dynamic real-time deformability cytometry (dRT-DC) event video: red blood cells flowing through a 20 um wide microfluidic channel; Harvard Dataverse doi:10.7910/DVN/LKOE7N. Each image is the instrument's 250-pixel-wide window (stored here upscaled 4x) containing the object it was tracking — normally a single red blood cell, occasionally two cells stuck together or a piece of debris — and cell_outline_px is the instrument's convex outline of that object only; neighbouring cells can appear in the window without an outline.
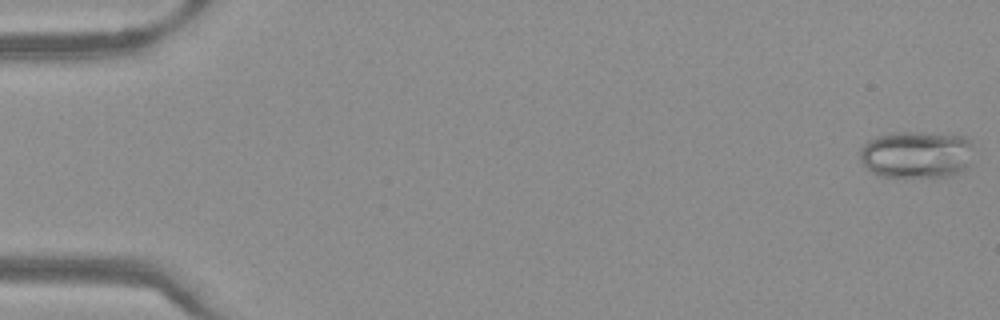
{"species": "Egyptian fruit bat (a non-hibernating species)", "species_latin": "Rousettus aegyptiacus", "temperature_condition": "warm", "stored_images_in_passage": 51, "camera_frame_rate_fps": 3000, "um_per_image_px": 0.085, "frame": {"image": 1, "passage_image": 1, "time_ms": 0.0, "image_size_px": [1000, 320], "cell_outline_px": [[972, 164], [968, 168], [952, 176], [880, 176], [872, 172], [860, 160], [860, 148], [868, 140], [876, 136], [892, 132], [920, 132], [964, 136], [972, 140]], "centroid_in_image_um": [77.95, 13.12], "position_along_channel_um": 7.1, "area_um2": 31.62}}
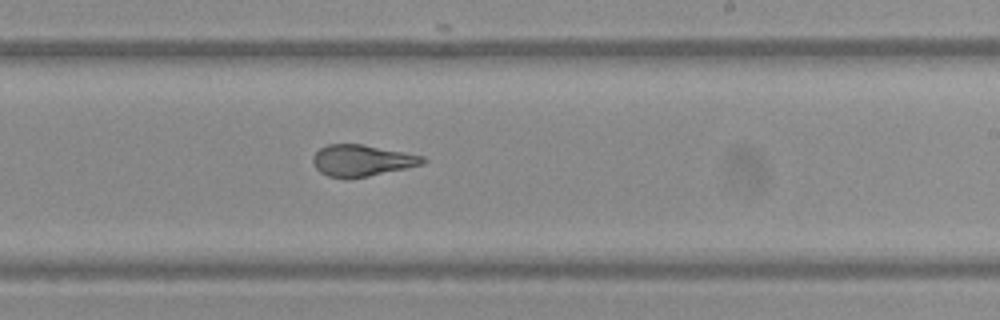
{"frame": {"image": 2, "passage_image": 31, "time_ms": 10.0, "image_size_px": [1000, 320], "cell_outline_px": [[428, 160], [424, 164], [368, 176], [344, 180], [328, 176], [320, 172], [312, 164], [312, 156], [320, 148], [328, 144], [364, 144], [424, 156]], "centroid_in_image_um": [30.74, 13.65], "position_along_channel_um": 258.3, "area_um2": 20.4}}
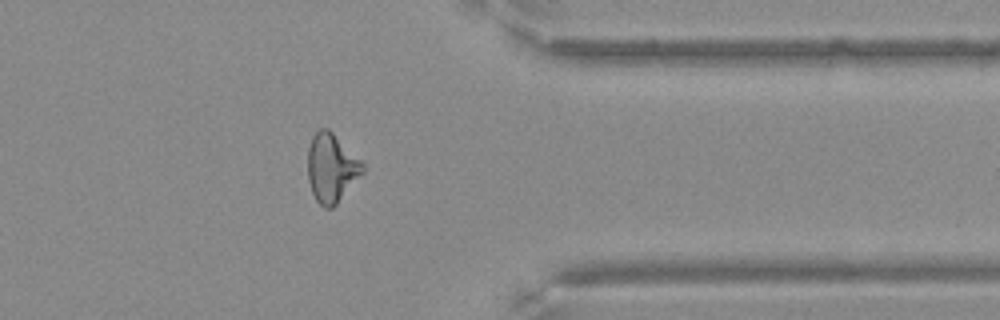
{"frame": {"image": 3, "passage_image": 41, "time_ms": 13.333, "image_size_px": [1000, 320], "cell_outline_px": [[364, 172], [336, 204], [332, 208], [324, 208], [316, 200], [312, 192], [308, 180], [308, 148], [312, 136], [320, 128], [328, 128], [364, 164]], "centroid_in_image_um": [28.16, 14.28], "position_along_channel_um": 383.2, "area_um2": 21.73}}